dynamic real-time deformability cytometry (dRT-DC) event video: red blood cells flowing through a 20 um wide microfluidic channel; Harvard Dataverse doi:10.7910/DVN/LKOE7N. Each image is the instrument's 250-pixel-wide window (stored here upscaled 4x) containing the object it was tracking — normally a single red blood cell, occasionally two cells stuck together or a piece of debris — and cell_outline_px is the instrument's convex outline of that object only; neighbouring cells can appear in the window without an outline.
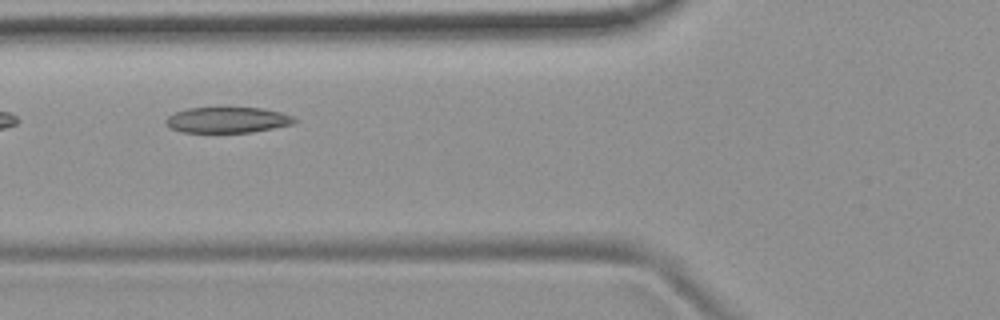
{"species": "common noctule bat (a hibernating species)", "species_latin": "Nyctalus noctula", "temperature_condition": "room temperature", "stored_images_in_passage": 3, "camera_frame_rate_fps": 3000, "um_per_image_px": 0.085, "animal": {"sex": "female", "body_mass_g": 19.9}, "frame": {"image": 1, "passage_image": 3, "time_ms": 2.333, "image_size_px": [1000, 320], "cell_outline_px": [[296, 120], [292, 124], [252, 132], [180, 132], [172, 128], [164, 120], [168, 116], [176, 112], [188, 108], [264, 108], [280, 112], [292, 116]], "centroid_in_image_um": [19.33, 10.19], "position_along_channel_um": 106.5, "area_um2": 19.02}}